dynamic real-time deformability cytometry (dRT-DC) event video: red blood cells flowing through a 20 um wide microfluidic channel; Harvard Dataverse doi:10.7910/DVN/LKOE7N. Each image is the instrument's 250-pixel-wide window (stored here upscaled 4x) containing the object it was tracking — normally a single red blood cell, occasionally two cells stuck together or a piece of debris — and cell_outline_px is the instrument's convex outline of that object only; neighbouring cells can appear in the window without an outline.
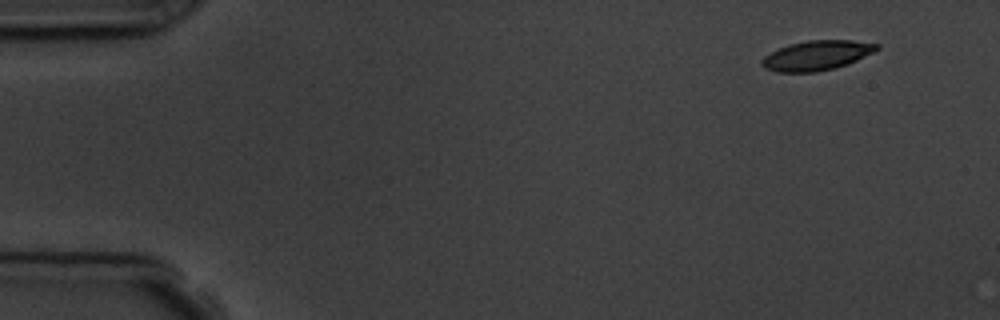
{"species": "common noctule bat (a hibernating species)", "species_latin": "Nyctalus noctula", "temperature_condition": "room temperature", "stored_images_in_passage": 3, "camera_frame_rate_fps": 3000, "um_per_image_px": 0.085, "animal": {"sex": "male", "body_mass_g": 19.5, "forearm_length_mm": 54.6}, "frame": {"image": 1, "passage_image": 1, "time_ms": 0.0, "image_size_px": [1000, 320], "cell_outline_px": [[880, 48], [848, 64], [836, 68], [816, 72], [776, 72], [764, 68], [760, 64], [760, 60], [764, 56], [776, 48], [788, 44], [808, 40], [852, 40], [880, 44]], "centroid_in_image_um": [69.37, 4.71], "position_along_channel_um": 15.6, "area_um2": 20.11}}